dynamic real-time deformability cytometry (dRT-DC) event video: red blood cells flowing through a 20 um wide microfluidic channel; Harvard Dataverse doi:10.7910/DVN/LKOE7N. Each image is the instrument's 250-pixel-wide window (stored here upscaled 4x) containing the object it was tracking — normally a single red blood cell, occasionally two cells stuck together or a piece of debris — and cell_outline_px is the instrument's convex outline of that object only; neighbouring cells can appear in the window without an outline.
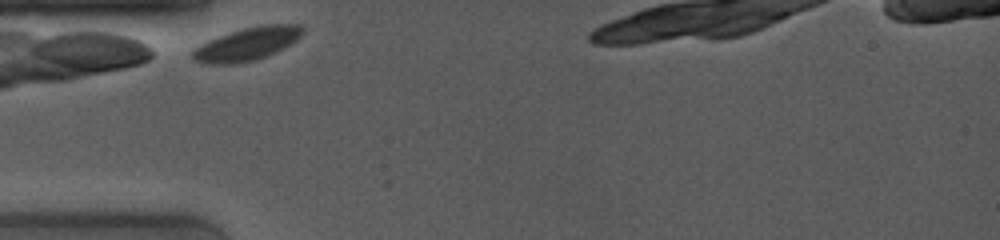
{"species": "common noctule bat (a hibernating species)", "species_latin": "Nyctalus noctula", "temperature_condition": "room temperature", "stored_images_in_passage": 8, "camera_frame_rate_fps": 4000, "um_per_image_px": 0.085, "animal": {"sex": "female", "body_mass_g": 19.0, "forearm_length_mm": 53.3}, "frame": {"image": 1, "passage_image": 1, "time_ms": 0.0, "image_size_px": [1000, 240], "cell_outline_px": [[304, 32], [296, 40], [276, 52], [252, 60], [232, 64], [204, 64], [192, 60], [188, 56], [192, 48], [208, 40], [244, 28], [264, 24], [300, 24], [304, 28]], "centroid_in_image_um": [20.93, 3.74], "position_along_channel_um": 64.1, "area_um2": 21.21}}